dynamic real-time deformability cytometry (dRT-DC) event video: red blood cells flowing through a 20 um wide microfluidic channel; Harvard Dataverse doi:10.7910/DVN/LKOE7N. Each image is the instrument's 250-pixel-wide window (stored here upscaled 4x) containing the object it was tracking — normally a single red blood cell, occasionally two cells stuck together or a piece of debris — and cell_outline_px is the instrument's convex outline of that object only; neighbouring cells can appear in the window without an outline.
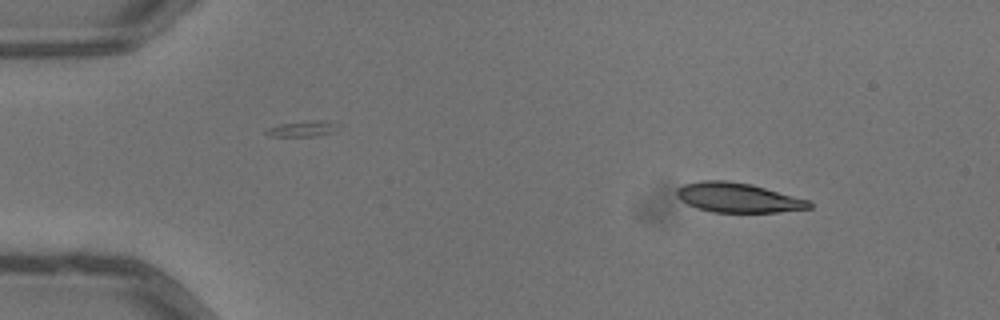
{"species": "common noctule bat (a hibernating species)", "species_latin": "Nyctalus noctula", "temperature_condition": "warm", "stored_images_in_passage": 4, "camera_frame_rate_fps": 3000, "um_per_image_px": 0.085, "animal": {"sex": "male", "body_mass_g": 13.3}, "frame": {"image": 1, "passage_image": 1, "time_ms": 0.0, "image_size_px": [1000, 320], "cell_outline_px": [[812, 208], [776, 212], [712, 212], [696, 208], [680, 200], [676, 196], [676, 188], [684, 184], [704, 180], [724, 180], [752, 184], [808, 200], [812, 204]], "centroid_in_image_um": [62.69, 16.8], "position_along_channel_um": 22.3, "area_um2": 22.83}}
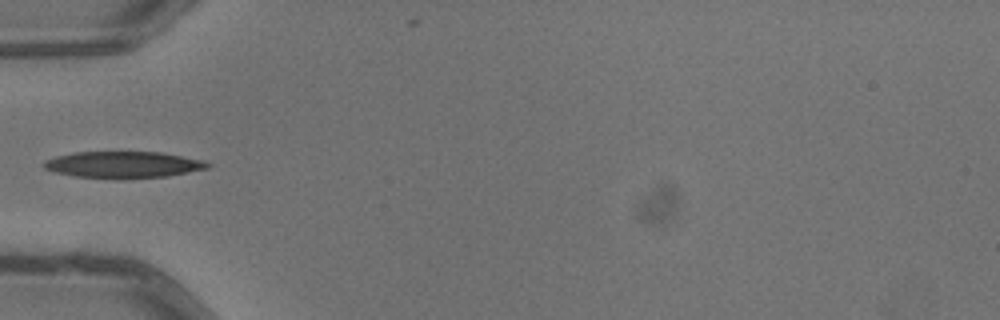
{"frame": {"image": 2, "passage_image": 4, "time_ms": 1.0, "image_size_px": [1000, 320], "cell_outline_px": [[212, 164], [208, 168], [168, 176], [116, 180], [72, 176], [56, 172], [44, 168], [44, 160], [56, 156], [76, 152], [160, 152], [204, 160]], "centroid_in_image_um": [10.48, 14.01], "position_along_channel_um": 74.5, "area_um2": 25.66}}